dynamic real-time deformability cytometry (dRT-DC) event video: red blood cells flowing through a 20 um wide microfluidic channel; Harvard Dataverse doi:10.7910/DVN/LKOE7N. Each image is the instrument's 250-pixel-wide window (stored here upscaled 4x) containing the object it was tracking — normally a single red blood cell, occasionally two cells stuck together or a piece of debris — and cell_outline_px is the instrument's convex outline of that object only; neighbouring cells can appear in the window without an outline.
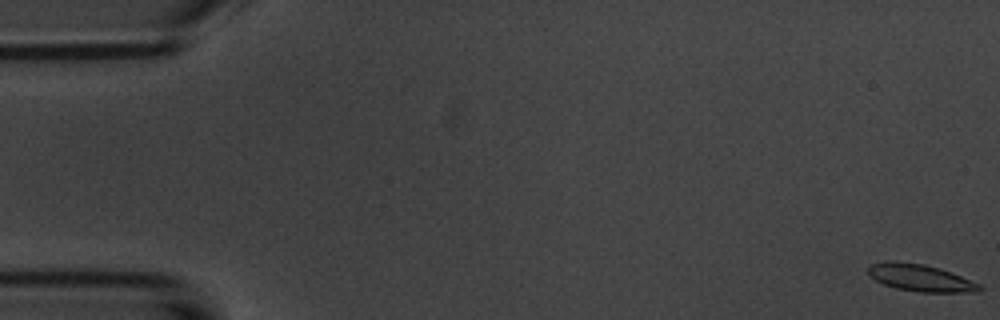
{"species": "common noctule bat (a hibernating species)", "species_latin": "Nyctalus noctula", "temperature_condition": "room temperature", "stored_images_in_passage": 7, "camera_frame_rate_fps": 3000, "um_per_image_px": 0.085, "animal": {"sex": "male", "body_mass_g": 20.1, "forearm_length_mm": 53.5}, "frame": {"image": 1, "passage_image": 1, "time_ms": 0.0, "image_size_px": [1000, 320], "cell_outline_px": [[984, 288], [980, 292], [920, 292], [896, 288], [884, 284], [868, 276], [868, 264], [888, 260], [896, 260], [924, 264], [940, 268], [980, 284]], "centroid_in_image_um": [78.2, 23.6], "position_along_channel_um": 6.8, "area_um2": 17.74}}
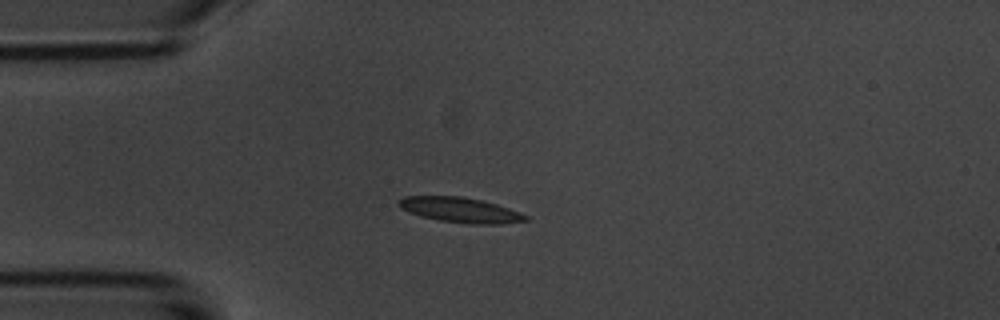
{"frame": {"image": 2, "passage_image": 5, "time_ms": 4.667, "image_size_px": [1000, 320], "cell_outline_px": [[528, 220], [500, 224], [468, 224], [440, 220], [420, 216], [408, 212], [400, 208], [396, 204], [396, 200], [404, 196], [464, 196], [496, 204], [520, 212], [528, 216]], "centroid_in_image_um": [39.07, 17.84], "position_along_channel_um": 45.9, "area_um2": 18.67}}
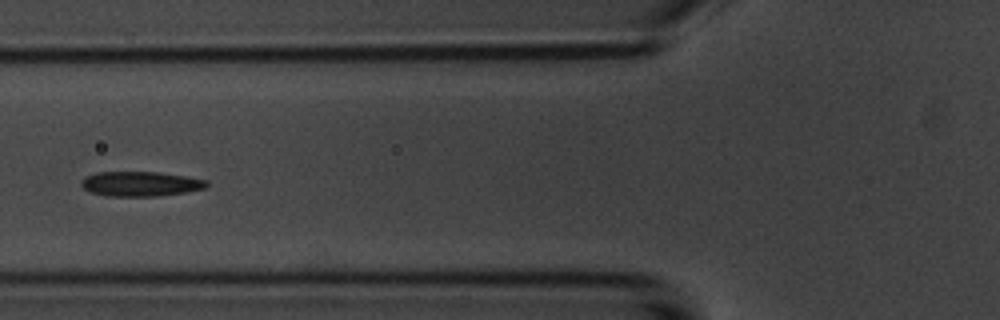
{"frame": {"image": 3, "passage_image": 7, "time_ms": 7.0, "image_size_px": [1000, 320], "cell_outline_px": [[208, 184], [204, 188], [184, 192], [160, 196], [104, 196], [92, 192], [84, 188], [80, 184], [80, 180], [84, 176], [96, 172], [160, 172], [188, 176], [208, 180]], "centroid_in_image_um": [11.92, 15.62], "position_along_channel_um": 113.9, "area_um2": 18.26}}